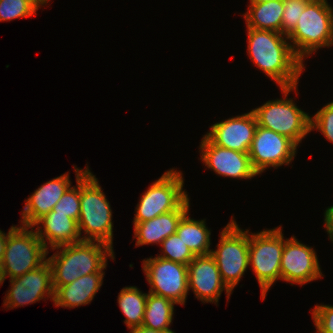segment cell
Here are the masks:
<instances>
[{
  "label": "cell",
  "instance_id": "6da1fadb",
  "mask_svg": "<svg viewBox=\"0 0 333 333\" xmlns=\"http://www.w3.org/2000/svg\"><path fill=\"white\" fill-rule=\"evenodd\" d=\"M247 30L248 55L254 65L275 81L279 88L296 86L304 64L294 53L288 37L270 30L251 27Z\"/></svg>",
  "mask_w": 333,
  "mask_h": 333
},
{
  "label": "cell",
  "instance_id": "7a4b0ae2",
  "mask_svg": "<svg viewBox=\"0 0 333 333\" xmlns=\"http://www.w3.org/2000/svg\"><path fill=\"white\" fill-rule=\"evenodd\" d=\"M56 249V253L47 258L52 269L54 291L83 275L99 272L107 264V256L112 260L115 258L113 248L98 241H81L52 248Z\"/></svg>",
  "mask_w": 333,
  "mask_h": 333
},
{
  "label": "cell",
  "instance_id": "3957f363",
  "mask_svg": "<svg viewBox=\"0 0 333 333\" xmlns=\"http://www.w3.org/2000/svg\"><path fill=\"white\" fill-rule=\"evenodd\" d=\"M82 241L103 242L113 248L112 210L95 175L88 168L80 176V215ZM87 235V236H86Z\"/></svg>",
  "mask_w": 333,
  "mask_h": 333
},
{
  "label": "cell",
  "instance_id": "277c9868",
  "mask_svg": "<svg viewBox=\"0 0 333 333\" xmlns=\"http://www.w3.org/2000/svg\"><path fill=\"white\" fill-rule=\"evenodd\" d=\"M287 37L302 62L317 49L333 45V9L327 0L310 1Z\"/></svg>",
  "mask_w": 333,
  "mask_h": 333
},
{
  "label": "cell",
  "instance_id": "5b68a950",
  "mask_svg": "<svg viewBox=\"0 0 333 333\" xmlns=\"http://www.w3.org/2000/svg\"><path fill=\"white\" fill-rule=\"evenodd\" d=\"M297 86L281 88L283 99L269 100L262 106L252 109L257 125L272 130L291 139L297 146L311 132V117L287 98L289 92L296 91Z\"/></svg>",
  "mask_w": 333,
  "mask_h": 333
},
{
  "label": "cell",
  "instance_id": "8992f818",
  "mask_svg": "<svg viewBox=\"0 0 333 333\" xmlns=\"http://www.w3.org/2000/svg\"><path fill=\"white\" fill-rule=\"evenodd\" d=\"M48 253L34 227L11 226L1 263L5 279L17 278L38 268L47 260Z\"/></svg>",
  "mask_w": 333,
  "mask_h": 333
},
{
  "label": "cell",
  "instance_id": "52a82bcc",
  "mask_svg": "<svg viewBox=\"0 0 333 333\" xmlns=\"http://www.w3.org/2000/svg\"><path fill=\"white\" fill-rule=\"evenodd\" d=\"M281 227L265 229L256 234L249 233V265L262 290V300L273 283L281 279L280 263L284 248Z\"/></svg>",
  "mask_w": 333,
  "mask_h": 333
},
{
  "label": "cell",
  "instance_id": "ba28073f",
  "mask_svg": "<svg viewBox=\"0 0 333 333\" xmlns=\"http://www.w3.org/2000/svg\"><path fill=\"white\" fill-rule=\"evenodd\" d=\"M232 220L221 231L220 241L211 255L218 266L222 281L232 292L249 267V230L243 231Z\"/></svg>",
  "mask_w": 333,
  "mask_h": 333
},
{
  "label": "cell",
  "instance_id": "9c48e42d",
  "mask_svg": "<svg viewBox=\"0 0 333 333\" xmlns=\"http://www.w3.org/2000/svg\"><path fill=\"white\" fill-rule=\"evenodd\" d=\"M182 172L171 169L158 178L143 193L137 204L133 223L145 222L176 210L187 198L183 190Z\"/></svg>",
  "mask_w": 333,
  "mask_h": 333
},
{
  "label": "cell",
  "instance_id": "30bf717a",
  "mask_svg": "<svg viewBox=\"0 0 333 333\" xmlns=\"http://www.w3.org/2000/svg\"><path fill=\"white\" fill-rule=\"evenodd\" d=\"M143 271L150 293L185 305L189 292L187 265L156 256L143 260Z\"/></svg>",
  "mask_w": 333,
  "mask_h": 333
},
{
  "label": "cell",
  "instance_id": "8fae6325",
  "mask_svg": "<svg viewBox=\"0 0 333 333\" xmlns=\"http://www.w3.org/2000/svg\"><path fill=\"white\" fill-rule=\"evenodd\" d=\"M296 151L297 145L291 139L257 125L248 154L253 169L259 175L268 167L290 164Z\"/></svg>",
  "mask_w": 333,
  "mask_h": 333
},
{
  "label": "cell",
  "instance_id": "7c38bea8",
  "mask_svg": "<svg viewBox=\"0 0 333 333\" xmlns=\"http://www.w3.org/2000/svg\"><path fill=\"white\" fill-rule=\"evenodd\" d=\"M281 280L304 285L318 278L322 272L313 248L300 243L294 236L284 240L280 263Z\"/></svg>",
  "mask_w": 333,
  "mask_h": 333
},
{
  "label": "cell",
  "instance_id": "4fadbf2b",
  "mask_svg": "<svg viewBox=\"0 0 333 333\" xmlns=\"http://www.w3.org/2000/svg\"><path fill=\"white\" fill-rule=\"evenodd\" d=\"M9 280L11 287L3 301L7 309L36 303L45 296L54 299L52 269L47 260L38 268Z\"/></svg>",
  "mask_w": 333,
  "mask_h": 333
},
{
  "label": "cell",
  "instance_id": "5bb4252c",
  "mask_svg": "<svg viewBox=\"0 0 333 333\" xmlns=\"http://www.w3.org/2000/svg\"><path fill=\"white\" fill-rule=\"evenodd\" d=\"M199 149L200 160L218 175L235 179H251L258 175L248 153L215 145L205 135Z\"/></svg>",
  "mask_w": 333,
  "mask_h": 333
},
{
  "label": "cell",
  "instance_id": "9a60e30c",
  "mask_svg": "<svg viewBox=\"0 0 333 333\" xmlns=\"http://www.w3.org/2000/svg\"><path fill=\"white\" fill-rule=\"evenodd\" d=\"M188 289L202 302L217 303L221 292L226 291L227 300L232 292L222 281L218 266L211 254L195 255L187 265Z\"/></svg>",
  "mask_w": 333,
  "mask_h": 333
},
{
  "label": "cell",
  "instance_id": "2e32d148",
  "mask_svg": "<svg viewBox=\"0 0 333 333\" xmlns=\"http://www.w3.org/2000/svg\"><path fill=\"white\" fill-rule=\"evenodd\" d=\"M257 129V119L248 113L217 122L205 136L215 145L248 153Z\"/></svg>",
  "mask_w": 333,
  "mask_h": 333
},
{
  "label": "cell",
  "instance_id": "e0dca14e",
  "mask_svg": "<svg viewBox=\"0 0 333 333\" xmlns=\"http://www.w3.org/2000/svg\"><path fill=\"white\" fill-rule=\"evenodd\" d=\"M71 186L69 173L56 177L37 188L32 195L25 200L22 210L23 226L31 227L42 216L53 210L65 191Z\"/></svg>",
  "mask_w": 333,
  "mask_h": 333
},
{
  "label": "cell",
  "instance_id": "ac0fdd59",
  "mask_svg": "<svg viewBox=\"0 0 333 333\" xmlns=\"http://www.w3.org/2000/svg\"><path fill=\"white\" fill-rule=\"evenodd\" d=\"M40 224L42 226L39 227ZM34 226H37L35 232L47 250L48 243L52 249L82 241L78 222L70 218L68 214L56 213L52 210L38 219L32 227Z\"/></svg>",
  "mask_w": 333,
  "mask_h": 333
},
{
  "label": "cell",
  "instance_id": "d6986e66",
  "mask_svg": "<svg viewBox=\"0 0 333 333\" xmlns=\"http://www.w3.org/2000/svg\"><path fill=\"white\" fill-rule=\"evenodd\" d=\"M189 199L187 198L176 210L145 222L133 223L136 246L161 244L167 237L175 234L181 218L189 212Z\"/></svg>",
  "mask_w": 333,
  "mask_h": 333
},
{
  "label": "cell",
  "instance_id": "ffe728a7",
  "mask_svg": "<svg viewBox=\"0 0 333 333\" xmlns=\"http://www.w3.org/2000/svg\"><path fill=\"white\" fill-rule=\"evenodd\" d=\"M106 266L107 264L99 272L83 275L70 284L58 287L54 291L55 306L75 308L89 304L102 286Z\"/></svg>",
  "mask_w": 333,
  "mask_h": 333
},
{
  "label": "cell",
  "instance_id": "44dd1931",
  "mask_svg": "<svg viewBox=\"0 0 333 333\" xmlns=\"http://www.w3.org/2000/svg\"><path fill=\"white\" fill-rule=\"evenodd\" d=\"M244 15L246 27L282 33L283 0L250 3Z\"/></svg>",
  "mask_w": 333,
  "mask_h": 333
},
{
  "label": "cell",
  "instance_id": "7402d4cb",
  "mask_svg": "<svg viewBox=\"0 0 333 333\" xmlns=\"http://www.w3.org/2000/svg\"><path fill=\"white\" fill-rule=\"evenodd\" d=\"M187 212L180 220L176 234L193 252L194 255H206L211 253L210 235L204 220H194L188 217Z\"/></svg>",
  "mask_w": 333,
  "mask_h": 333
},
{
  "label": "cell",
  "instance_id": "603a6c76",
  "mask_svg": "<svg viewBox=\"0 0 333 333\" xmlns=\"http://www.w3.org/2000/svg\"><path fill=\"white\" fill-rule=\"evenodd\" d=\"M176 303L163 296L148 292L142 325L155 331L169 329Z\"/></svg>",
  "mask_w": 333,
  "mask_h": 333
},
{
  "label": "cell",
  "instance_id": "cb8c5ba5",
  "mask_svg": "<svg viewBox=\"0 0 333 333\" xmlns=\"http://www.w3.org/2000/svg\"><path fill=\"white\" fill-rule=\"evenodd\" d=\"M120 310L125 315L124 323L128 329L142 325L147 301V294L136 286L124 287L118 295Z\"/></svg>",
  "mask_w": 333,
  "mask_h": 333
},
{
  "label": "cell",
  "instance_id": "d4e9b609",
  "mask_svg": "<svg viewBox=\"0 0 333 333\" xmlns=\"http://www.w3.org/2000/svg\"><path fill=\"white\" fill-rule=\"evenodd\" d=\"M44 4L41 0H0V22L32 17Z\"/></svg>",
  "mask_w": 333,
  "mask_h": 333
},
{
  "label": "cell",
  "instance_id": "484cf974",
  "mask_svg": "<svg viewBox=\"0 0 333 333\" xmlns=\"http://www.w3.org/2000/svg\"><path fill=\"white\" fill-rule=\"evenodd\" d=\"M78 169L74 166V172L76 173L77 187L70 186L60 200L55 204L53 211L56 213L68 214L70 218H73L78 222L80 215V176L88 169Z\"/></svg>",
  "mask_w": 333,
  "mask_h": 333
},
{
  "label": "cell",
  "instance_id": "4316f807",
  "mask_svg": "<svg viewBox=\"0 0 333 333\" xmlns=\"http://www.w3.org/2000/svg\"><path fill=\"white\" fill-rule=\"evenodd\" d=\"M160 245L163 249L161 250L163 255L161 253L158 257L184 265H188L195 257L193 252L176 233L167 237Z\"/></svg>",
  "mask_w": 333,
  "mask_h": 333
},
{
  "label": "cell",
  "instance_id": "83f0119b",
  "mask_svg": "<svg viewBox=\"0 0 333 333\" xmlns=\"http://www.w3.org/2000/svg\"><path fill=\"white\" fill-rule=\"evenodd\" d=\"M307 0H283L282 34L288 36L296 27Z\"/></svg>",
  "mask_w": 333,
  "mask_h": 333
},
{
  "label": "cell",
  "instance_id": "f1b7e54d",
  "mask_svg": "<svg viewBox=\"0 0 333 333\" xmlns=\"http://www.w3.org/2000/svg\"><path fill=\"white\" fill-rule=\"evenodd\" d=\"M310 129L311 131L318 129L325 139L333 143V101L327 103L311 117Z\"/></svg>",
  "mask_w": 333,
  "mask_h": 333
},
{
  "label": "cell",
  "instance_id": "f546056e",
  "mask_svg": "<svg viewBox=\"0 0 333 333\" xmlns=\"http://www.w3.org/2000/svg\"><path fill=\"white\" fill-rule=\"evenodd\" d=\"M311 314L317 333H333V305L318 304Z\"/></svg>",
  "mask_w": 333,
  "mask_h": 333
},
{
  "label": "cell",
  "instance_id": "4dcf8cb0",
  "mask_svg": "<svg viewBox=\"0 0 333 333\" xmlns=\"http://www.w3.org/2000/svg\"><path fill=\"white\" fill-rule=\"evenodd\" d=\"M324 217L327 234H329V238L333 242V205L325 210Z\"/></svg>",
  "mask_w": 333,
  "mask_h": 333
},
{
  "label": "cell",
  "instance_id": "1f68e13d",
  "mask_svg": "<svg viewBox=\"0 0 333 333\" xmlns=\"http://www.w3.org/2000/svg\"><path fill=\"white\" fill-rule=\"evenodd\" d=\"M129 329H130V333H175L170 328L167 330L155 331L153 329L144 327L143 325L138 326V327L129 328Z\"/></svg>",
  "mask_w": 333,
  "mask_h": 333
},
{
  "label": "cell",
  "instance_id": "d6a6232c",
  "mask_svg": "<svg viewBox=\"0 0 333 333\" xmlns=\"http://www.w3.org/2000/svg\"><path fill=\"white\" fill-rule=\"evenodd\" d=\"M7 235H8V233L6 234L0 230V265H1V263L3 261V257H4Z\"/></svg>",
  "mask_w": 333,
  "mask_h": 333
},
{
  "label": "cell",
  "instance_id": "836d02e7",
  "mask_svg": "<svg viewBox=\"0 0 333 333\" xmlns=\"http://www.w3.org/2000/svg\"><path fill=\"white\" fill-rule=\"evenodd\" d=\"M4 281H5V277L3 274L2 266L0 265V286H1V284H3Z\"/></svg>",
  "mask_w": 333,
  "mask_h": 333
},
{
  "label": "cell",
  "instance_id": "e575fe53",
  "mask_svg": "<svg viewBox=\"0 0 333 333\" xmlns=\"http://www.w3.org/2000/svg\"><path fill=\"white\" fill-rule=\"evenodd\" d=\"M273 0H250V3H264V2H269ZM277 1V0H274Z\"/></svg>",
  "mask_w": 333,
  "mask_h": 333
},
{
  "label": "cell",
  "instance_id": "d590c367",
  "mask_svg": "<svg viewBox=\"0 0 333 333\" xmlns=\"http://www.w3.org/2000/svg\"><path fill=\"white\" fill-rule=\"evenodd\" d=\"M45 3V5L49 2V0H41Z\"/></svg>",
  "mask_w": 333,
  "mask_h": 333
}]
</instances>
